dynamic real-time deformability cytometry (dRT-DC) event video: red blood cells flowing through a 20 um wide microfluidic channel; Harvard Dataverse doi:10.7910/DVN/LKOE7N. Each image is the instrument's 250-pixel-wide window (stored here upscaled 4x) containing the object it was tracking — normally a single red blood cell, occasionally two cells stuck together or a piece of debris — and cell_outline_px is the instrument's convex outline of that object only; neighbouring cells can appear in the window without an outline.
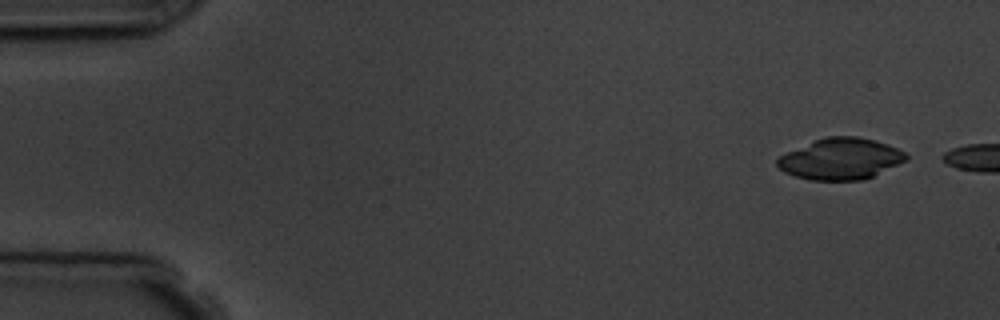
{"species": "common noctule bat (a hibernating species)", "species_latin": "Nyctalus noctula", "temperature_condition": "room temperature", "stored_images_in_passage": 3, "camera_frame_rate_fps": 3000, "um_per_image_px": 0.085, "animal": {"sex": "male", "body_mass_g": 19.5, "forearm_length_mm": 54.6}, "frame": {"image": 1, "passage_image": 1, "time_ms": 0.0, "image_size_px": [1000, 320], "cell_outline_px": [[908, 160], [864, 180], [808, 180], [784, 172], [776, 164], [776, 160], [780, 156], [788, 152], [816, 140], [828, 136], [856, 136], [876, 140], [888, 144], [904, 152], [908, 156]], "centroid_in_image_um": [71.48, 13.51], "position_along_channel_um": 13.5, "area_um2": 30.81}}